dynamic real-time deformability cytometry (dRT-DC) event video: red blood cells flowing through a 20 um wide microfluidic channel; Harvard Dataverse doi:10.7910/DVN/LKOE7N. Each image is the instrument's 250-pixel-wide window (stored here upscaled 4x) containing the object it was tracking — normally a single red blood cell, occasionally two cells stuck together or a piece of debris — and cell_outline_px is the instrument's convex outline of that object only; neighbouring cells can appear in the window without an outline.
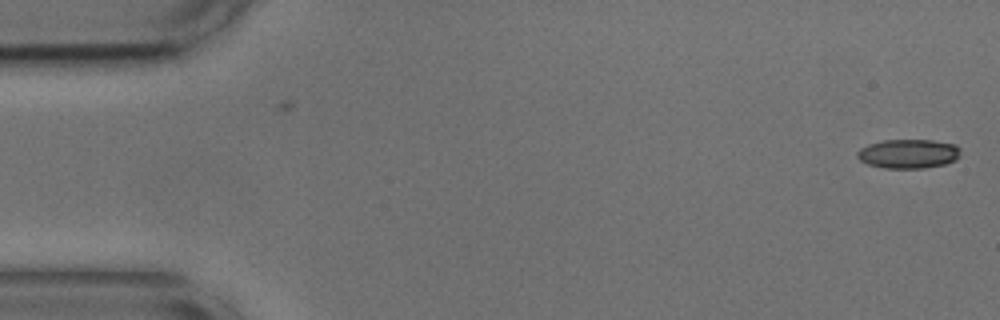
{"species": "common noctule bat (a hibernating species)", "species_latin": "Nyctalus noctula", "temperature_condition": "cold", "stored_images_in_passage": 45, "camera_frame_rate_fps": 3000, "um_per_image_px": 0.085, "animal": {"sex": "male", "body_mass_g": 17.9, "forearm_length_mm": 54.2}, "frame": {"image": 1, "passage_image": 1, "time_ms": 0.0, "image_size_px": [1000, 320], "cell_outline_px": [[960, 156], [956, 160], [944, 164], [924, 168], [884, 168], [868, 164], [860, 160], [856, 156], [856, 152], [860, 148], [868, 144], [884, 140], [932, 140], [956, 144], [960, 148]], "centroid_in_image_um": [77.22, 13.06], "position_along_channel_um": 7.8, "area_um2": 17.69}}
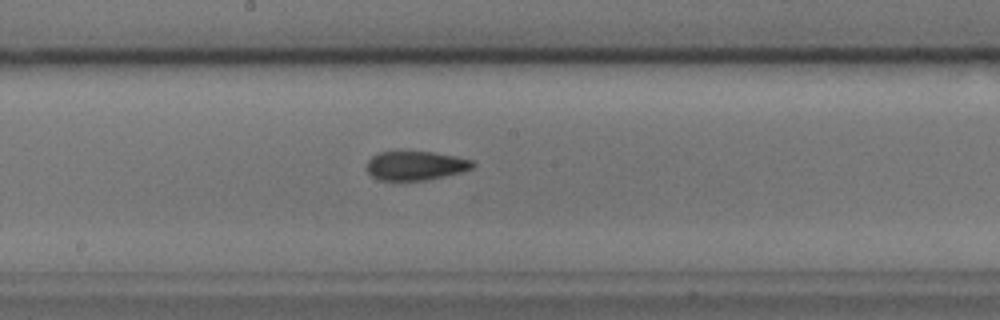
{"frame": {"image": 2, "passage_image": 28, "time_ms": 9.0, "image_size_px": [1000, 320], "cell_outline_px": [[476, 164], [472, 168], [460, 172], [428, 180], [380, 180], [372, 176], [368, 172], [368, 160], [372, 156], [380, 152], [432, 152], [456, 156], [472, 160]], "centroid_in_image_um": [35.34, 14.08], "position_along_channel_um": 212.9, "area_um2": 17.74}}
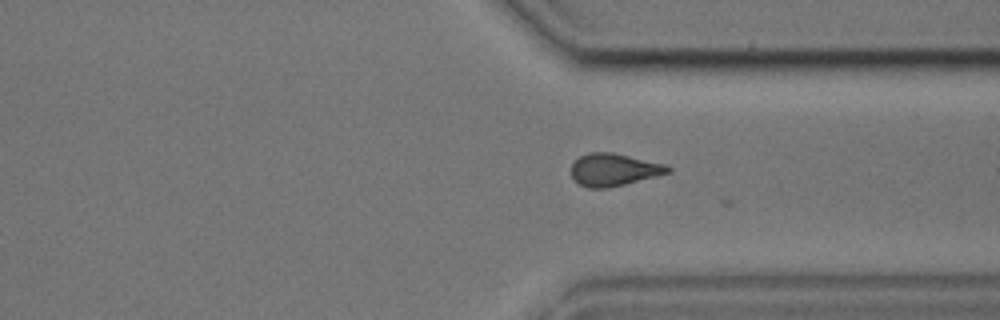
{"frame": {"image": 3, "passage_image": 40, "time_ms": 13.0, "image_size_px": [1000, 320], "cell_outline_px": [[672, 172], [608, 188], [588, 188], [580, 184], [572, 176], [572, 164], [580, 156], [588, 152], [612, 152], [668, 164], [672, 168]], "centroid_in_image_um": [52.22, 14.41], "position_along_channel_um": 359.2, "area_um2": 18.32}, "authors_computed_cell_mechanics": {"area_um2": 18.1492, "velocity_mm_per_s": 3.6588, "shape_relaxation_time_tau1_ms": null, "shape_relaxation_time_tau2_ms": 2.9641, "deformation_change_tau1": null, "deformation_change_tau2": 0.0948}}